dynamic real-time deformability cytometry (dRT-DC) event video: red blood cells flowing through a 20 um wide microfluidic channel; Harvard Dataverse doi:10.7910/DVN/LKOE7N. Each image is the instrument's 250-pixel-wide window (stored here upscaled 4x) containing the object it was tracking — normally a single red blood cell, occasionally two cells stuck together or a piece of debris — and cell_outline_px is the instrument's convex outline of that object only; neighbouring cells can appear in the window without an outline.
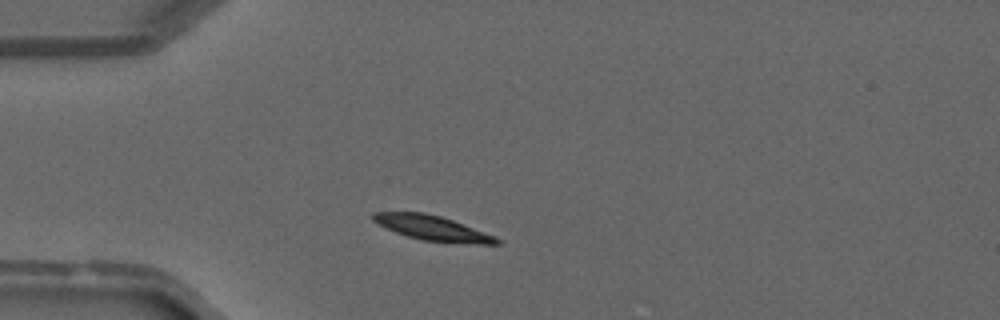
{"species": "common noctule bat (a hibernating species)", "species_latin": "Nyctalus noctula", "temperature_condition": "warm", "stored_images_in_passage": 35, "camera_frame_rate_fps": 3000, "um_per_image_px": 0.085, "animal": {"sex": "male", "forearm_length_mm": 52.5}, "frame": {"image": 1, "passage_image": 5, "time_ms": 1.333, "image_size_px": [1000, 320], "cell_outline_px": [[504, 244], [476, 244], [420, 240], [396, 232], [372, 220], [372, 212], [424, 212], [440, 216], [452, 220], [496, 236]], "centroid_in_image_um": [36.8, 19.39], "position_along_channel_um": 48.2, "area_um2": 17.74}}
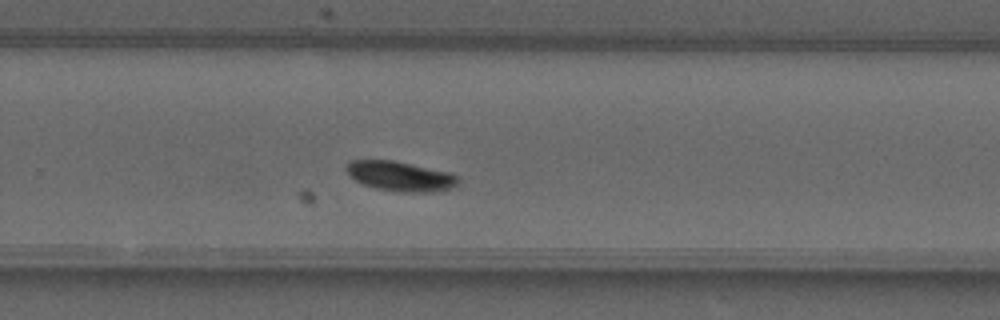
{"frame": {"image": 2, "passage_image": 21, "time_ms": 6.667, "image_size_px": [1000, 320], "cell_outline_px": [[460, 180], [456, 188], [440, 192], [396, 192], [376, 188], [364, 184], [356, 180], [344, 168], [352, 160], [392, 160], [452, 172], [460, 176]], "centroid_in_image_um": [34.15, 14.99], "position_along_channel_um": 295.6, "area_um2": 19.77}}
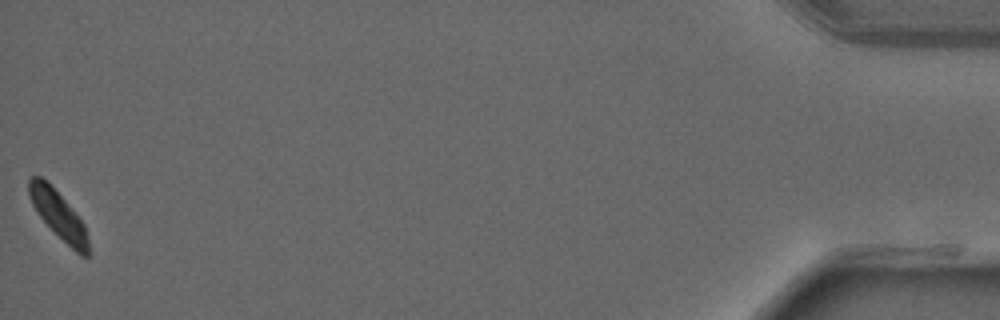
{"frame": {"image": 3, "passage_image": 35, "time_ms": 11.333, "image_size_px": [1000, 320], "cell_outline_px": [[92, 252], [88, 256], [80, 256], [40, 216], [32, 204], [28, 192], [28, 176], [40, 176], [64, 200], [84, 224]], "centroid_in_image_um": [4.99, 18.3], "position_along_channel_um": 430.2, "area_um2": 15.95}}